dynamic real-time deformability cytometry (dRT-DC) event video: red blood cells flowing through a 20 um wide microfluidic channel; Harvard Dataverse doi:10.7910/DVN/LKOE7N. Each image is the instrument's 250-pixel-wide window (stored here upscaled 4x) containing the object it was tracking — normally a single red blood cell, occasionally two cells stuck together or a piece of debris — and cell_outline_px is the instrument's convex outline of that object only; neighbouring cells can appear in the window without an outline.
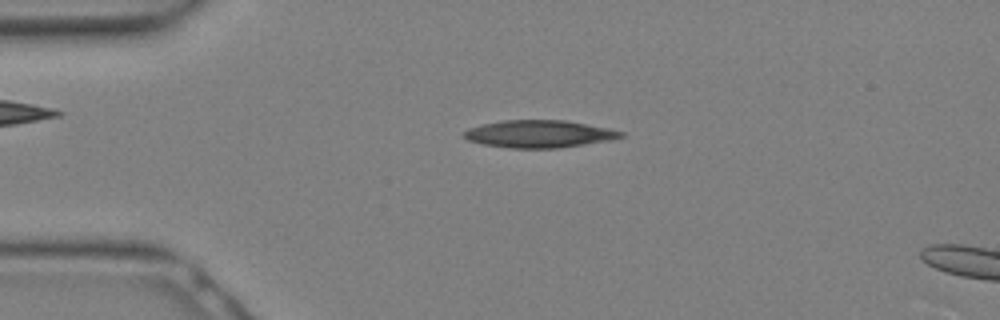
{"species": "Egyptian fruit bat (a non-hibernating species)", "species_latin": "Rousettus aegyptiacus", "temperature_condition": "warm", "stored_images_in_passage": 4, "camera_frame_rate_fps": 3000, "um_per_image_px": 0.085, "animal": {"sex": "female"}, "frame": {"image": 1, "passage_image": 1, "time_ms": 0.0, "image_size_px": [1000, 320], "cell_outline_px": [[624, 136], [612, 140], [560, 148], [508, 148], [484, 144], [468, 140], [464, 136], [464, 132], [468, 128], [500, 120], [564, 120], [608, 128], [624, 132]], "centroid_in_image_um": [45.85, 11.38], "position_along_channel_um": 39.2, "area_um2": 25.03}}